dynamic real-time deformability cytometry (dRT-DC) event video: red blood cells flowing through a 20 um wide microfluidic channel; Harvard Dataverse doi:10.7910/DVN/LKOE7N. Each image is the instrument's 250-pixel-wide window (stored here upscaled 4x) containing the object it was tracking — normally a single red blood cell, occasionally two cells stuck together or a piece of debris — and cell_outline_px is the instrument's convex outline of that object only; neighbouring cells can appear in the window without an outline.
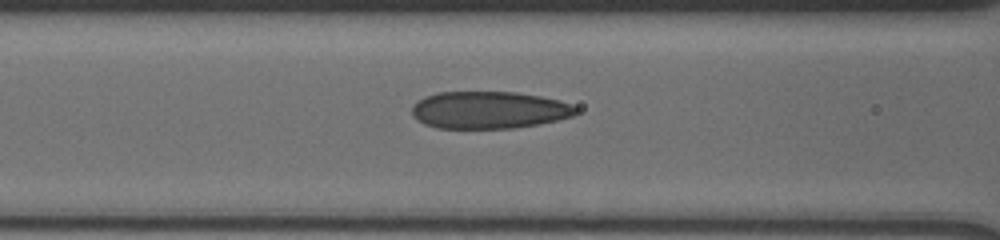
{"species": "human", "species_latin": "Homo sapiens", "temperature_condition": "cold", "stored_images_in_passage": 4, "segment_of_instrument_passage": [1, 2], "camera_frame_rate_fps": 3000, "um_per_image_px": 0.085, "donor": {"sex": "male"}, "frame": {"image": 1, "passage_image": 3, "time_ms": 1.667, "image_size_px": [1000, 240], "cell_outline_px": [[576, 112], [572, 116], [556, 120], [536, 124], [512, 128], [436, 128], [424, 124], [416, 120], [412, 116], [412, 108], [424, 96], [436, 92], [516, 92], [540, 96], [556, 100], [568, 104], [576, 108]], "centroid_in_image_um": [41.49, 9.35], "position_along_channel_um": 125.1, "area_um2": 35.32}}